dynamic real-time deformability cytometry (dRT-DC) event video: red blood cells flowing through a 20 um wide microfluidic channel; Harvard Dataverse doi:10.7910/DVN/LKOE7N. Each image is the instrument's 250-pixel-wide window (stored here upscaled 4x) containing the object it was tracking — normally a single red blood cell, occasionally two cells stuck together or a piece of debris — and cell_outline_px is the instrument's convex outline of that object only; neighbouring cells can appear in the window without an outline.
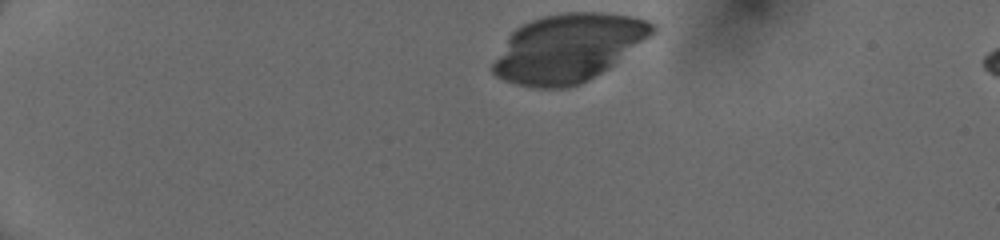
{"species": "human", "species_latin": "Homo sapiens", "temperature_condition": "cold", "stored_images_in_passage": 41, "camera_frame_rate_fps": 3000, "um_per_image_px": 0.085, "donor": {"sex": "female"}, "frame": {"image": 1, "passage_image": 1, "time_ms": 0.0, "image_size_px": [1000, 240], "cell_outline_px": [[656, 32], [608, 68], [588, 80], [580, 84], [568, 88], [532, 88], [516, 84], [504, 80], [496, 76], [492, 72], [492, 64], [508, 36], [520, 24], [544, 16], [564, 12], [600, 12], [628, 16], [648, 20], [656, 24]], "centroid_in_image_um": [48.28, 4.08], "position_along_channel_um": 36.7, "area_um2": 63.12}}
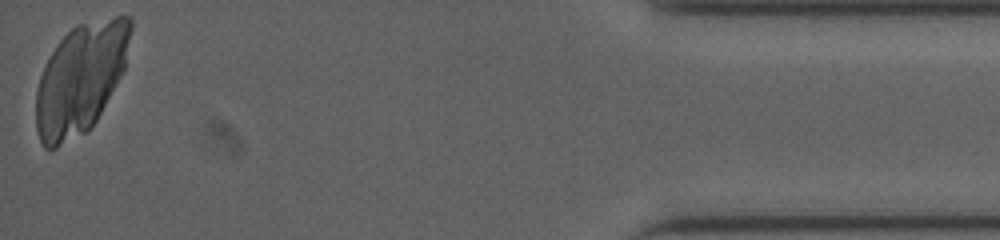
{"frame": {"image": 2, "passage_image": 41, "time_ms": 13.333, "image_size_px": [1000, 240], "cell_outline_px": [[132, 28], [124, 72], [96, 120], [88, 132], [56, 148], [44, 148], [40, 140], [36, 128], [36, 88], [40, 76], [56, 44], [76, 24], [116, 16], [128, 16], [132, 20]], "centroid_in_image_um": [6.86, 6.69], "position_along_channel_um": 428.3, "area_um2": 60.92}}